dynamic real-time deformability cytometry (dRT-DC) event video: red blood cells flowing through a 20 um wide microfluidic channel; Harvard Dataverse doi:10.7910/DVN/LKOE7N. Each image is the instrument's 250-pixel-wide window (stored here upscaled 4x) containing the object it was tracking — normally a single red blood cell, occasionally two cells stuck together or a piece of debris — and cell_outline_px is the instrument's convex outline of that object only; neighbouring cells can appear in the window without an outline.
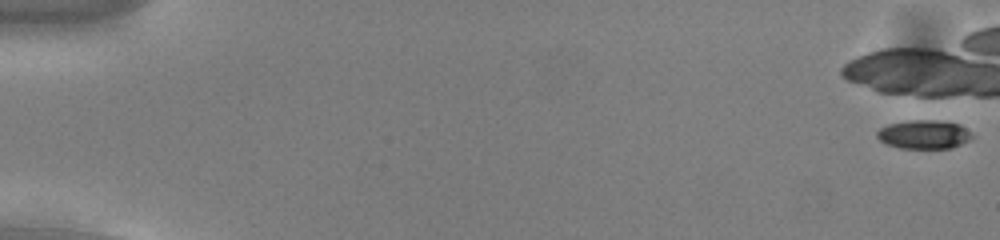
{"species": "common noctule bat (a hibernating species)", "species_latin": "Nyctalus noctula", "temperature_condition": "cold", "stored_images_in_passage": 6, "camera_frame_rate_fps": 3000, "um_per_image_px": 0.085, "animal": {"sex": "male", "body_mass_g": 13.0, "forearm_length_mm": 53.1}, "frame": {"image": 1, "passage_image": 1, "time_ms": 0.0, "image_size_px": [1000, 240], "cell_outline_px": [[972, 136], [968, 140], [952, 148], [900, 148], [888, 144], [880, 140], [876, 136], [876, 132], [880, 128], [888, 124], [912, 120], [936, 120], [960, 124]], "centroid_in_image_um": [78.49, 11.42], "position_along_channel_um": 6.5, "area_um2": 15.66}}